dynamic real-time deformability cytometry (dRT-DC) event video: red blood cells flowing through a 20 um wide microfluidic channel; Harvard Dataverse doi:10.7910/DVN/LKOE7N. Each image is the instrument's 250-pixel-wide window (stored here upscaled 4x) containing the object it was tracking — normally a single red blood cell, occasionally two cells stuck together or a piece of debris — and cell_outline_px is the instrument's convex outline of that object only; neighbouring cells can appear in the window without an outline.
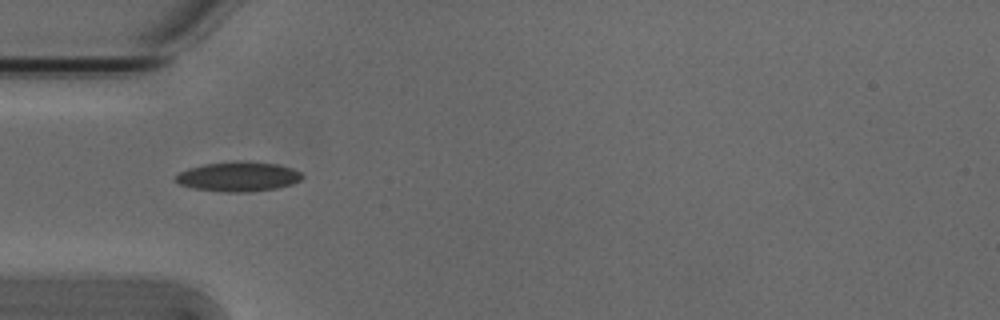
{"species": "Egyptian fruit bat (a non-hibernating species)", "species_latin": "Rousettus aegyptiacus", "temperature_condition": "cold", "stored_images_in_passage": 7, "camera_frame_rate_fps": 3000, "um_per_image_px": 0.085, "animal": {"sex": "male"}, "frame": {"image": 1, "passage_image": 4, "time_ms": 1.0, "image_size_px": [1000, 320], "cell_outline_px": [[304, 176], [300, 180], [292, 184], [276, 188], [248, 192], [224, 192], [192, 188], [180, 184], [172, 180], [180, 172], [188, 168], [204, 164], [236, 160], [248, 160], [276, 164], [292, 168], [300, 172]], "centroid_in_image_um": [20.24, 15.0], "position_along_channel_um": 64.8, "area_um2": 22.14}}
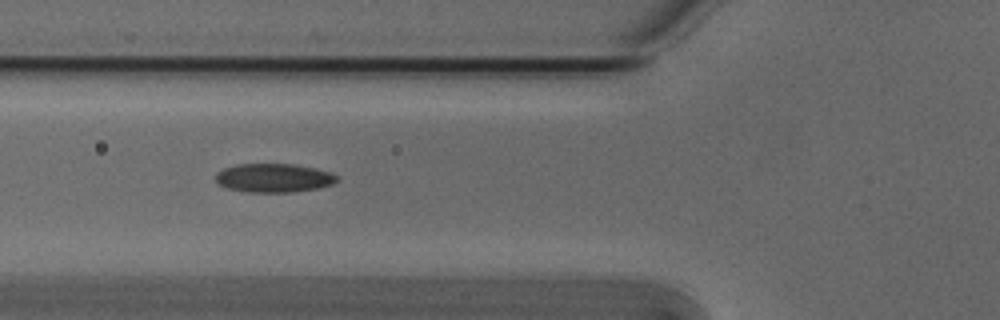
{"frame": {"image": 2, "passage_image": 5, "time_ms": 1.333, "image_size_px": [1000, 320], "cell_outline_px": [[340, 180], [332, 184], [316, 188], [292, 192], [248, 192], [228, 188], [220, 184], [216, 180], [216, 172], [224, 168], [236, 164], [292, 164], [316, 168], [332, 172], [340, 176]], "centroid_in_image_um": [23.32, 15.11], "position_along_channel_um": 102.5, "area_um2": 20.4}}
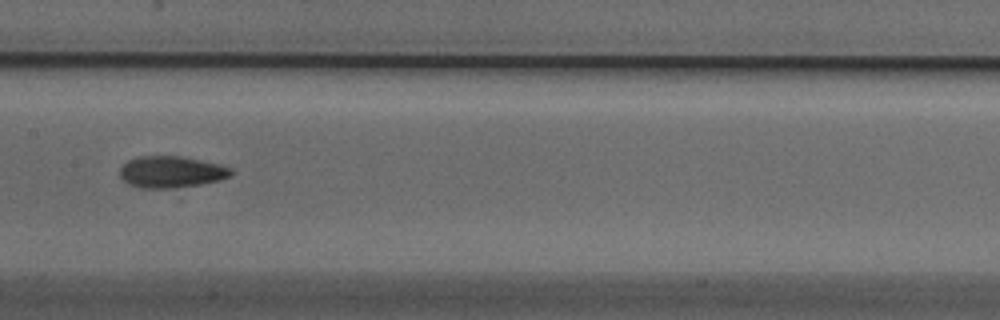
{"frame": {"image": 3, "passage_image": 7, "time_ms": 2.0, "image_size_px": [1000, 320], "cell_outline_px": [[232, 176], [220, 180], [200, 184], [168, 188], [140, 188], [128, 184], [120, 176], [120, 168], [128, 160], [140, 156], [180, 156], [220, 164], [232, 168]], "centroid_in_image_um": [14.56, 14.61], "position_along_channel_um": 192.8, "area_um2": 20.4}}